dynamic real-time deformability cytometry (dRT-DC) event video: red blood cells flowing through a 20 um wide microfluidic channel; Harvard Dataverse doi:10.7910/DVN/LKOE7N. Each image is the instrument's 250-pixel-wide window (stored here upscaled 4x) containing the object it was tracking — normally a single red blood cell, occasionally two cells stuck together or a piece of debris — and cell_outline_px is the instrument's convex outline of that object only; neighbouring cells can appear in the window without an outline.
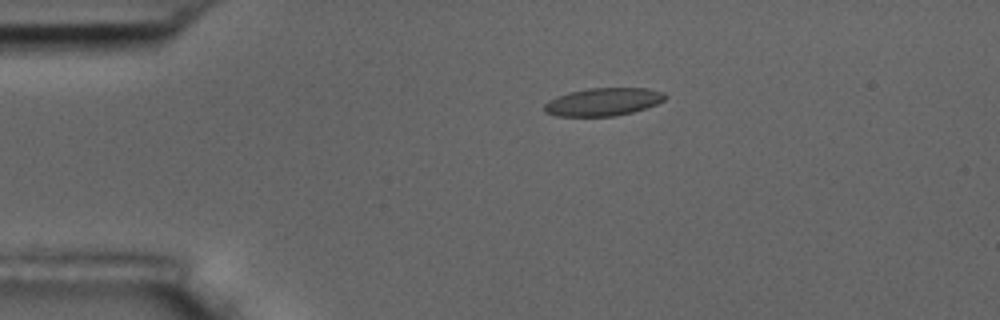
{"species": "common noctule bat (a hibernating species)", "species_latin": "Nyctalus noctula", "temperature_condition": "room temperature", "stored_images_in_passage": 5, "camera_frame_rate_fps": 3000, "um_per_image_px": 0.085, "animal": {"sex": "male", "body_mass_g": 17.5, "forearm_length_mm": 52.3}, "frame": {"image": 1, "passage_image": 2, "time_ms": 1.333, "image_size_px": [1000, 320], "cell_outline_px": [[668, 96], [664, 100], [656, 104], [632, 112], [616, 116], [556, 116], [544, 112], [544, 104], [548, 100], [556, 96], [568, 92], [588, 88], [648, 88], [664, 92]], "centroid_in_image_um": [51.25, 8.65], "position_along_channel_um": 33.7, "area_um2": 19.77}}
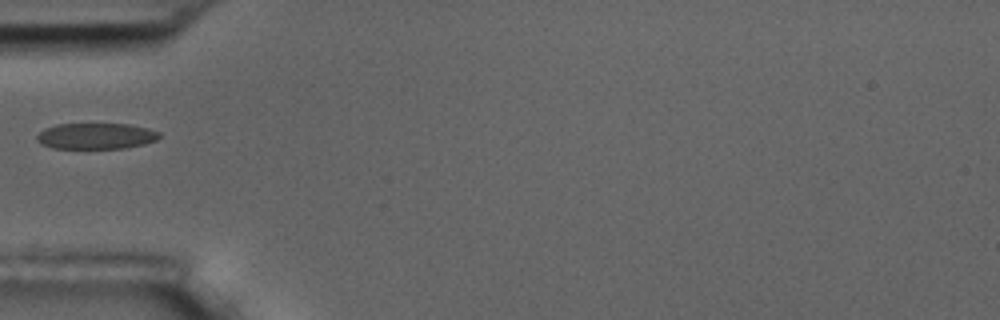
{"frame": {"image": 2, "passage_image": 4, "time_ms": 3.667, "image_size_px": [1000, 320], "cell_outline_px": [[160, 136], [156, 140], [144, 144], [124, 148], [52, 148], [40, 144], [36, 140], [36, 136], [44, 128], [56, 124], [128, 124], [148, 128], [160, 132]], "centroid_in_image_um": [8.14, 11.56], "position_along_channel_um": 76.9, "area_um2": 18.61}}